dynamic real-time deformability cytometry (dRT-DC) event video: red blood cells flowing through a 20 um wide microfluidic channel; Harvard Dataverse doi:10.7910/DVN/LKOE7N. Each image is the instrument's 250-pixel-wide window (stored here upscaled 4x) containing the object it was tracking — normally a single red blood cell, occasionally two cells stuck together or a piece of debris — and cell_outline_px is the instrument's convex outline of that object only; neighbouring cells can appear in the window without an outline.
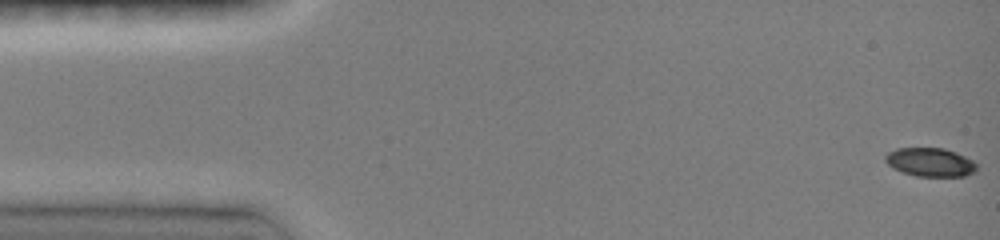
{"species": "common noctule bat (a hibernating species)", "species_latin": "Nyctalus noctula", "temperature_condition": "room temperature", "stored_images_in_passage": 48, "camera_frame_rate_fps": 3000, "um_per_image_px": 0.085, "animal": {"sex": "female", "body_mass_g": 19.0, "forearm_length_mm": 51.5}, "frame": {"image": 1, "passage_image": 1, "time_ms": 0.0, "image_size_px": [1000, 240], "cell_outline_px": [[976, 172], [964, 176], [916, 176], [900, 172], [892, 168], [884, 160], [884, 156], [888, 152], [896, 148], [944, 148], [956, 152], [972, 160], [976, 164]], "centroid_in_image_um": [79.04, 13.79], "position_along_channel_um": 6.0, "area_um2": 15.37}}
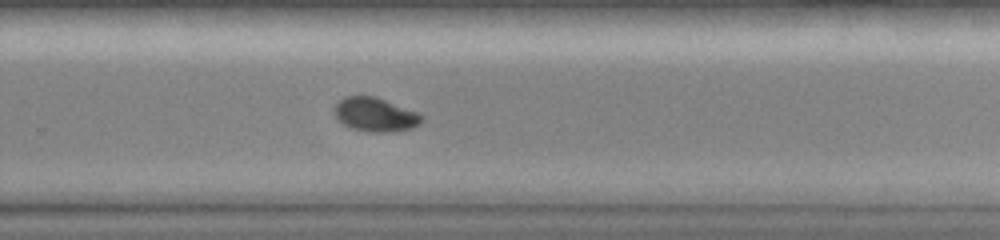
{"frame": {"image": 2, "passage_image": 34, "time_ms": 10.333, "image_size_px": [1000, 240], "cell_outline_px": [[424, 120], [420, 124], [412, 128], [392, 132], [368, 132], [352, 128], [344, 124], [336, 116], [332, 108], [344, 96], [376, 96], [420, 112], [424, 116]], "centroid_in_image_um": [31.95, 9.73], "position_along_channel_um": 297.8, "area_um2": 17.57}}
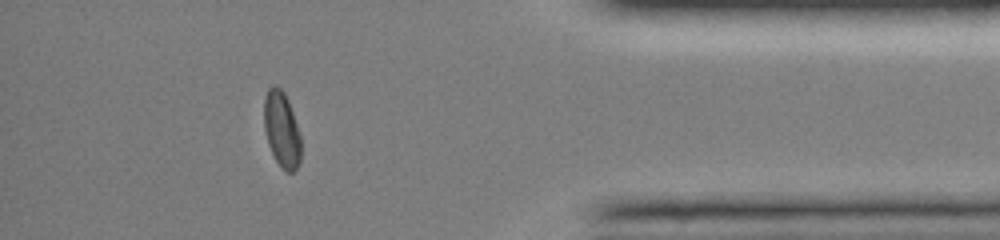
{"frame": {"image": 3, "passage_image": 43, "time_ms": 13.667, "image_size_px": [1000, 240], "cell_outline_px": [[300, 160], [296, 168], [292, 172], [288, 172], [280, 168], [268, 144], [264, 128], [264, 96], [268, 88], [272, 84], [276, 84], [284, 92], [288, 100], [300, 132]], "centroid_in_image_um": [23.93, 10.97], "position_along_channel_um": 411.3, "area_um2": 16.42}, "authors_computed_cell_mechanics": {"area_um2": 17.0221, "velocity_mm_per_s": 4.0673, "shape_relaxation_time_tau1_ms": 5.4341, "shape_relaxation_time_tau2_ms": 2.0885, "deformation_change_tau1": 0.1645, "deformation_change_tau2": 0.0294}}